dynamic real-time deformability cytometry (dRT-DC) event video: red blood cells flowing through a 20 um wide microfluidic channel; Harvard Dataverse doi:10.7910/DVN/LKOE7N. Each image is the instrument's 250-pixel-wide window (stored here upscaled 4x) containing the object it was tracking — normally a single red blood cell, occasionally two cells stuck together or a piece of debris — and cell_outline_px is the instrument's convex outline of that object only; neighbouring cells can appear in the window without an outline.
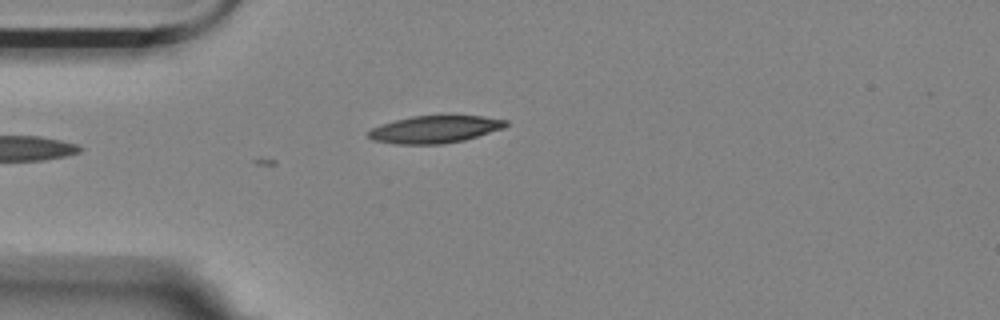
{"species": "Egyptian fruit bat (a non-hibernating species)", "species_latin": "Rousettus aegyptiacus", "temperature_condition": "room temperature", "stored_images_in_passage": 2, "camera_frame_rate_fps": 3000, "um_per_image_px": 0.085, "animal": {"sex": "female"}, "frame": {"image": 1, "passage_image": 2, "time_ms": 0.333, "image_size_px": [1000, 320], "cell_outline_px": [[508, 124], [504, 128], [464, 140], [444, 144], [396, 144], [372, 140], [368, 136], [368, 132], [372, 128], [396, 120], [412, 116], [484, 116], [508, 120]], "centroid_in_image_um": [36.99, 11.0], "position_along_channel_um": 48.0, "area_um2": 21.73}}